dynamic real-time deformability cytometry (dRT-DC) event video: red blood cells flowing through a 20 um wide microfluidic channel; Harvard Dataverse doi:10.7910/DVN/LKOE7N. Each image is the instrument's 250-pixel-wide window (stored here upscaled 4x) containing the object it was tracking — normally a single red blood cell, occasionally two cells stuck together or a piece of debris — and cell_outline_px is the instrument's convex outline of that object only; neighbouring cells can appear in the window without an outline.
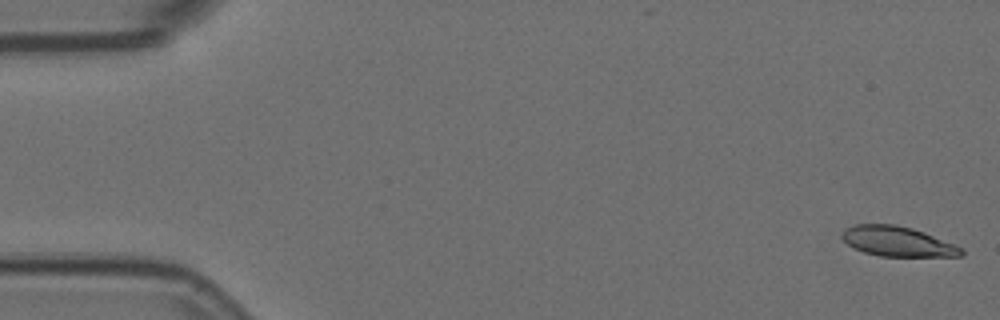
{"species": "Egyptian fruit bat (a non-hibernating species)", "species_latin": "Rousettus aegyptiacus", "temperature_condition": "room temperature", "stored_images_in_passage": 6, "camera_frame_rate_fps": 3000, "um_per_image_px": 0.085, "animal": {"sex": "female"}, "frame": {"image": 1, "passage_image": 1, "time_ms": 0.0, "image_size_px": [1000, 320], "cell_outline_px": [[964, 256], [880, 256], [864, 252], [852, 248], [840, 236], [840, 232], [856, 224], [896, 224], [912, 228], [924, 232], [956, 244], [964, 248]], "centroid_in_image_um": [76.31, 20.52], "position_along_channel_um": 8.7, "area_um2": 20.98}}
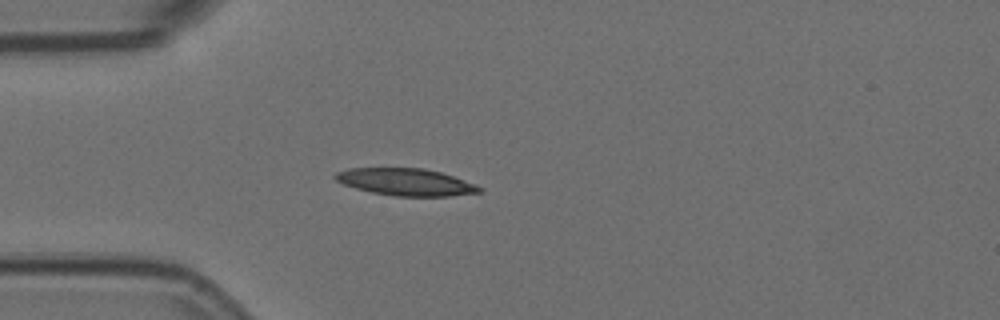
{"frame": {"image": 2, "passage_image": 5, "time_ms": 1.333, "image_size_px": [1000, 320], "cell_outline_px": [[484, 192], [452, 196], [396, 196], [372, 192], [356, 188], [344, 184], [336, 180], [332, 176], [336, 172], [348, 168], [424, 168], [440, 172], [452, 176], [484, 188]], "centroid_in_image_um": [34.5, 15.47], "position_along_channel_um": 50.5, "area_um2": 22.72}}